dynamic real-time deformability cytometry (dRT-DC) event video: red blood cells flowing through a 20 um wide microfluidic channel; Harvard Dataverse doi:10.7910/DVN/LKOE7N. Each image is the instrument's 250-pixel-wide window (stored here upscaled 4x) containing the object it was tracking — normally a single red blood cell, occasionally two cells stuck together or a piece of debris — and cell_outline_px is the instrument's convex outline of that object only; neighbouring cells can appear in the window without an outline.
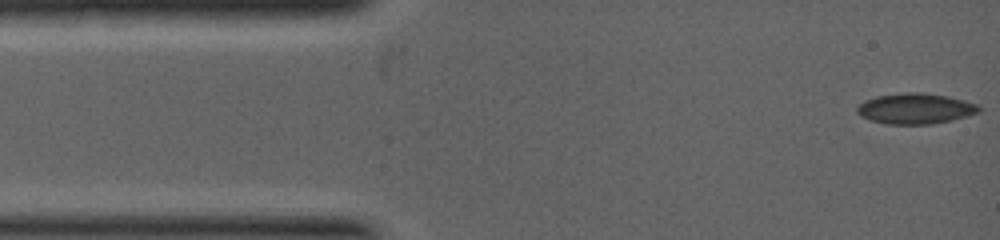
{"species": "common noctule bat (a hibernating species)", "species_latin": "Nyctalus noctula", "temperature_condition": "warm", "stored_images_in_passage": 8, "camera_frame_rate_fps": 5000, "um_per_image_px": 0.085, "animal": {"sex": "female", "body_mass_g": 19.0, "forearm_length_mm": 53.3}, "frame": {"image": 1, "passage_image": 1, "time_ms": 0.0, "image_size_px": [1000, 240], "cell_outline_px": [[980, 112], [968, 116], [952, 120], [932, 124], [888, 124], [872, 120], [860, 116], [856, 112], [856, 108], [864, 100], [876, 96], [904, 92], [920, 92], [948, 96], [964, 100], [976, 104], [980, 108]], "centroid_in_image_um": [77.8, 9.22], "position_along_channel_um": 7.2, "area_um2": 21.79}}